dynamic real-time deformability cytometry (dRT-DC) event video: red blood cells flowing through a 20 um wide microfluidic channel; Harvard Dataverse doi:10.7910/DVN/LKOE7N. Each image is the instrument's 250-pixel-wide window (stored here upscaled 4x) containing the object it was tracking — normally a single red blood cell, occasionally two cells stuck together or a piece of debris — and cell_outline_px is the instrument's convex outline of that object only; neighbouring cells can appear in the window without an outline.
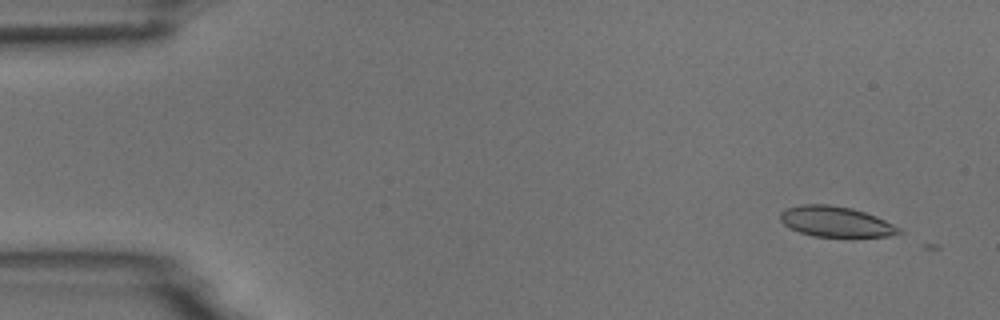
{"species": "common noctule bat (a hibernating species)", "species_latin": "Nyctalus noctula", "temperature_condition": "room temperature", "stored_images_in_passage": 3, "camera_frame_rate_fps": 3000, "um_per_image_px": 0.085, "animal": {"sex": "male", "body_mass_g": 18.8}, "frame": {"image": 1, "passage_image": 1, "time_ms": 0.0, "image_size_px": [1000, 320], "cell_outline_px": [[904, 232], [892, 236], [852, 240], [848, 240], [812, 236], [800, 232], [784, 224], [780, 220], [780, 212], [784, 208], [800, 204], [828, 204], [852, 208], [876, 216], [900, 228]], "centroid_in_image_um": [71.09, 18.9], "position_along_channel_um": 13.9, "area_um2": 22.2}}